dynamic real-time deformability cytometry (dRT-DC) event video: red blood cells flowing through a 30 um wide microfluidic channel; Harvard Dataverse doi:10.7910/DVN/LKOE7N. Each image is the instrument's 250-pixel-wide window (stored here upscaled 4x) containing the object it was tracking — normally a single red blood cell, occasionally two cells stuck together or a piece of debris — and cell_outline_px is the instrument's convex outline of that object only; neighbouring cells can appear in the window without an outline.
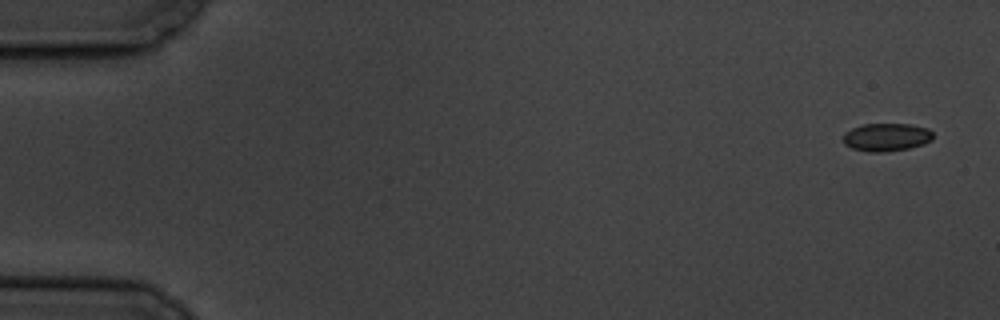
{"species": "common noctule bat (a hibernating species)", "species_latin": "Nyctalus noctula", "temperature_condition": "cold", "stored_images_in_passage": 6, "camera_frame_rate_fps": 3000, "um_per_image_px": 0.085, "animal": {"sex": "male", "body_mass_g": 19.5, "forearm_length_mm": 54.6}, "frame": {"image": 1, "passage_image": 1, "time_ms": 0.0, "image_size_px": [1000, 320], "cell_outline_px": [[932, 140], [924, 144], [908, 148], [884, 152], [868, 152], [852, 148], [844, 144], [844, 132], [852, 128], [864, 124], [912, 124], [928, 128], [932, 132]], "centroid_in_image_um": [75.35, 11.65], "position_along_channel_um": 9.6, "area_um2": 14.68}}